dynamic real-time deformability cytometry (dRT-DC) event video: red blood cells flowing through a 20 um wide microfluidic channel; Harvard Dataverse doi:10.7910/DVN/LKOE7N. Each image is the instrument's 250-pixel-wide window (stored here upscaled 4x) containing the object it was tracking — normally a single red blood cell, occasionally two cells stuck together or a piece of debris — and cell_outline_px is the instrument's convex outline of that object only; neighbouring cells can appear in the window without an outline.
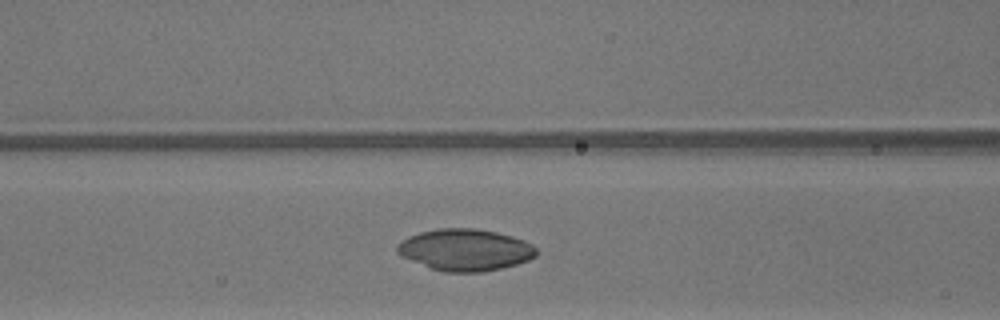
{"species": "common noctule bat (a hibernating species)", "species_latin": "Nyctalus noctula", "temperature_condition": "warm", "stored_images_in_passage": 25, "camera_frame_rate_fps": 3000, "um_per_image_px": 0.085, "animal": {"sex": "male", "body_mass_g": 13.3}, "frame": {"image": 1, "passage_image": 21, "time_ms": 6.667, "image_size_px": [1000, 320], "cell_outline_px": [[536, 256], [528, 260], [516, 264], [500, 268], [480, 272], [444, 272], [432, 268], [412, 260], [396, 252], [396, 244], [408, 236], [420, 232], [440, 228], [476, 228], [496, 232], [512, 236], [524, 240], [532, 244], [536, 248]], "centroid_in_image_um": [39.55, 21.22], "position_along_channel_um": 127.1, "area_um2": 33.64}}
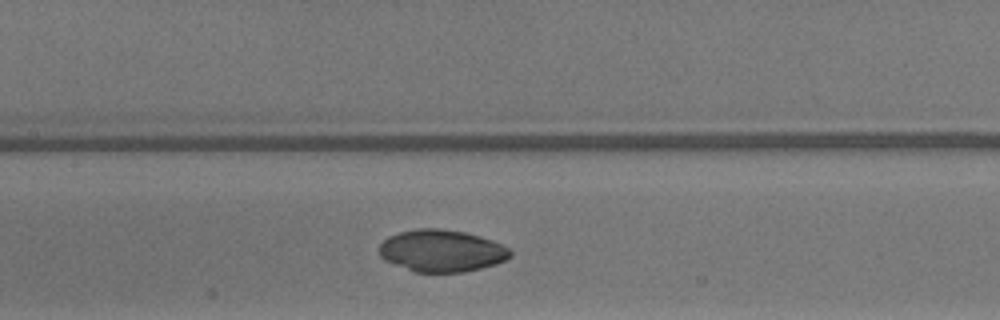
{"frame": {"image": 2, "passage_image": 24, "time_ms": 7.667, "image_size_px": [1000, 320], "cell_outline_px": [[512, 256], [496, 264], [464, 272], [412, 272], [384, 260], [380, 256], [380, 244], [388, 236], [400, 232], [416, 228], [440, 228], [468, 232], [492, 240], [508, 248], [512, 252]], "centroid_in_image_um": [37.53, 21.31], "position_along_channel_um": 169.9, "area_um2": 32.31}}